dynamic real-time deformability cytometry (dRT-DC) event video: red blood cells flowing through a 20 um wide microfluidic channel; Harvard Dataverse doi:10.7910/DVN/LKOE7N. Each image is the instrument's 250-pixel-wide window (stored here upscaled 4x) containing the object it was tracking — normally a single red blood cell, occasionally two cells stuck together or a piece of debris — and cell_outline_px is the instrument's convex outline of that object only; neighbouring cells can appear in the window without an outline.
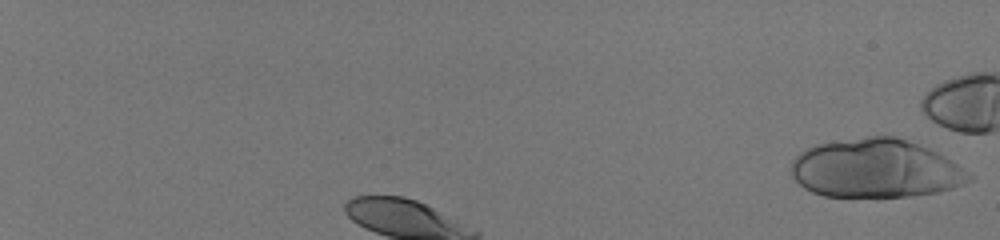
{"species": "human", "species_latin": "Homo sapiens", "temperature_condition": "room temperature", "stored_images_in_passage": 33, "segment_of_instrument_passage": [1, 2], "camera_frame_rate_fps": 3000, "um_per_image_px": 0.085, "donor": {"sex": "male"}, "frame": {"image": 1, "passage_image": 1, "time_ms": 0.0, "image_size_px": [1000, 240], "cell_outline_px": [[972, 180], [952, 188], [936, 192], [908, 196], [824, 196], [812, 192], [804, 188], [792, 176], [792, 160], [800, 152], [816, 144], [868, 136], [896, 136], [928, 148], [944, 156], [956, 164], [972, 176]], "centroid_in_image_um": [74.4, 14.32], "position_along_channel_um": 10.6, "area_um2": 60.17}}